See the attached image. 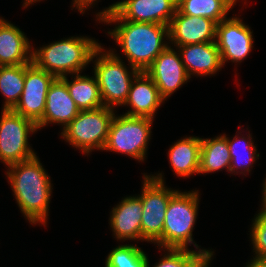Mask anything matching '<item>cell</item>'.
<instances>
[{
  "label": "cell",
  "instance_id": "1",
  "mask_svg": "<svg viewBox=\"0 0 266 267\" xmlns=\"http://www.w3.org/2000/svg\"><path fill=\"white\" fill-rule=\"evenodd\" d=\"M8 182L22 213L30 223L46 225L52 184L37 156L7 166Z\"/></svg>",
  "mask_w": 266,
  "mask_h": 267
},
{
  "label": "cell",
  "instance_id": "2",
  "mask_svg": "<svg viewBox=\"0 0 266 267\" xmlns=\"http://www.w3.org/2000/svg\"><path fill=\"white\" fill-rule=\"evenodd\" d=\"M101 21L109 24L118 23L114 30L108 31V34L122 48L130 67L140 72H145L155 58L169 46L163 41L165 38L169 39L167 25L128 20Z\"/></svg>",
  "mask_w": 266,
  "mask_h": 267
},
{
  "label": "cell",
  "instance_id": "3",
  "mask_svg": "<svg viewBox=\"0 0 266 267\" xmlns=\"http://www.w3.org/2000/svg\"><path fill=\"white\" fill-rule=\"evenodd\" d=\"M99 43L88 37H71L32 50V62L56 78L78 74L91 62Z\"/></svg>",
  "mask_w": 266,
  "mask_h": 267
},
{
  "label": "cell",
  "instance_id": "4",
  "mask_svg": "<svg viewBox=\"0 0 266 267\" xmlns=\"http://www.w3.org/2000/svg\"><path fill=\"white\" fill-rule=\"evenodd\" d=\"M198 203V190L177 191L170 198L161 235V248L188 249V244L193 243L197 251L212 259L214 252L206 249L198 250V245L193 242L192 231L197 218Z\"/></svg>",
  "mask_w": 266,
  "mask_h": 267
},
{
  "label": "cell",
  "instance_id": "5",
  "mask_svg": "<svg viewBox=\"0 0 266 267\" xmlns=\"http://www.w3.org/2000/svg\"><path fill=\"white\" fill-rule=\"evenodd\" d=\"M103 49L100 45L91 57V61L96 57L94 76L97 79L104 106L111 108L122 106L127 99L132 81L140 71L131 67L132 72H129L123 60L113 50L104 53Z\"/></svg>",
  "mask_w": 266,
  "mask_h": 267
},
{
  "label": "cell",
  "instance_id": "6",
  "mask_svg": "<svg viewBox=\"0 0 266 267\" xmlns=\"http://www.w3.org/2000/svg\"><path fill=\"white\" fill-rule=\"evenodd\" d=\"M115 113L111 107L83 110L65 127L61 136L83 154L94 149L103 150L109 133V127Z\"/></svg>",
  "mask_w": 266,
  "mask_h": 267
},
{
  "label": "cell",
  "instance_id": "7",
  "mask_svg": "<svg viewBox=\"0 0 266 267\" xmlns=\"http://www.w3.org/2000/svg\"><path fill=\"white\" fill-rule=\"evenodd\" d=\"M141 198L143 213L141 215V240L157 243L161 248V235L165 214L170 198L178 191L164 185L162 173L145 175Z\"/></svg>",
  "mask_w": 266,
  "mask_h": 267
},
{
  "label": "cell",
  "instance_id": "8",
  "mask_svg": "<svg viewBox=\"0 0 266 267\" xmlns=\"http://www.w3.org/2000/svg\"><path fill=\"white\" fill-rule=\"evenodd\" d=\"M152 118L120 115L112 118L103 150L126 154L144 161L151 135Z\"/></svg>",
  "mask_w": 266,
  "mask_h": 267
},
{
  "label": "cell",
  "instance_id": "9",
  "mask_svg": "<svg viewBox=\"0 0 266 267\" xmlns=\"http://www.w3.org/2000/svg\"><path fill=\"white\" fill-rule=\"evenodd\" d=\"M37 124L13 110H2L0 118V160L5 165L27 161L36 156L28 144L29 133L37 131Z\"/></svg>",
  "mask_w": 266,
  "mask_h": 267
},
{
  "label": "cell",
  "instance_id": "10",
  "mask_svg": "<svg viewBox=\"0 0 266 267\" xmlns=\"http://www.w3.org/2000/svg\"><path fill=\"white\" fill-rule=\"evenodd\" d=\"M177 0H123L96 14L97 20H128L169 26ZM99 18V19H98Z\"/></svg>",
  "mask_w": 266,
  "mask_h": 267
},
{
  "label": "cell",
  "instance_id": "11",
  "mask_svg": "<svg viewBox=\"0 0 266 267\" xmlns=\"http://www.w3.org/2000/svg\"><path fill=\"white\" fill-rule=\"evenodd\" d=\"M55 79L33 62L25 64L24 88L13 111L37 123L43 117L48 89Z\"/></svg>",
  "mask_w": 266,
  "mask_h": 267
},
{
  "label": "cell",
  "instance_id": "12",
  "mask_svg": "<svg viewBox=\"0 0 266 267\" xmlns=\"http://www.w3.org/2000/svg\"><path fill=\"white\" fill-rule=\"evenodd\" d=\"M215 43L223 65L228 60L241 62L253 48L252 31L240 18H226L216 26Z\"/></svg>",
  "mask_w": 266,
  "mask_h": 267
},
{
  "label": "cell",
  "instance_id": "13",
  "mask_svg": "<svg viewBox=\"0 0 266 267\" xmlns=\"http://www.w3.org/2000/svg\"><path fill=\"white\" fill-rule=\"evenodd\" d=\"M145 72L154 81L164 100L190 79L180 53L171 46L162 51Z\"/></svg>",
  "mask_w": 266,
  "mask_h": 267
},
{
  "label": "cell",
  "instance_id": "14",
  "mask_svg": "<svg viewBox=\"0 0 266 267\" xmlns=\"http://www.w3.org/2000/svg\"><path fill=\"white\" fill-rule=\"evenodd\" d=\"M216 26L214 20L182 14L177 9L168 26V40L174 46L215 42Z\"/></svg>",
  "mask_w": 266,
  "mask_h": 267
},
{
  "label": "cell",
  "instance_id": "15",
  "mask_svg": "<svg viewBox=\"0 0 266 267\" xmlns=\"http://www.w3.org/2000/svg\"><path fill=\"white\" fill-rule=\"evenodd\" d=\"M80 112L67 89V85L56 78L48 89L43 117L36 123L38 130L48 123L62 124L65 128Z\"/></svg>",
  "mask_w": 266,
  "mask_h": 267
},
{
  "label": "cell",
  "instance_id": "16",
  "mask_svg": "<svg viewBox=\"0 0 266 267\" xmlns=\"http://www.w3.org/2000/svg\"><path fill=\"white\" fill-rule=\"evenodd\" d=\"M164 101L151 77L146 72L141 71L132 81L127 99L123 104L132 108L125 115L154 119L155 111Z\"/></svg>",
  "mask_w": 266,
  "mask_h": 267
},
{
  "label": "cell",
  "instance_id": "17",
  "mask_svg": "<svg viewBox=\"0 0 266 267\" xmlns=\"http://www.w3.org/2000/svg\"><path fill=\"white\" fill-rule=\"evenodd\" d=\"M142 202L139 196L125 197L110 216V227L117 240H141Z\"/></svg>",
  "mask_w": 266,
  "mask_h": 267
},
{
  "label": "cell",
  "instance_id": "18",
  "mask_svg": "<svg viewBox=\"0 0 266 267\" xmlns=\"http://www.w3.org/2000/svg\"><path fill=\"white\" fill-rule=\"evenodd\" d=\"M178 47L181 60L191 78V75L207 76L222 68L221 54L215 42L189 44Z\"/></svg>",
  "mask_w": 266,
  "mask_h": 267
},
{
  "label": "cell",
  "instance_id": "19",
  "mask_svg": "<svg viewBox=\"0 0 266 267\" xmlns=\"http://www.w3.org/2000/svg\"><path fill=\"white\" fill-rule=\"evenodd\" d=\"M31 48L24 32L0 18V66L31 63Z\"/></svg>",
  "mask_w": 266,
  "mask_h": 267
},
{
  "label": "cell",
  "instance_id": "20",
  "mask_svg": "<svg viewBox=\"0 0 266 267\" xmlns=\"http://www.w3.org/2000/svg\"><path fill=\"white\" fill-rule=\"evenodd\" d=\"M201 138L185 137L175 142L169 149V162L175 174L189 177L199 173Z\"/></svg>",
  "mask_w": 266,
  "mask_h": 267
},
{
  "label": "cell",
  "instance_id": "21",
  "mask_svg": "<svg viewBox=\"0 0 266 267\" xmlns=\"http://www.w3.org/2000/svg\"><path fill=\"white\" fill-rule=\"evenodd\" d=\"M71 82L66 76L60 79L67 85L70 96L80 111L93 110L104 106L96 77L76 74Z\"/></svg>",
  "mask_w": 266,
  "mask_h": 267
},
{
  "label": "cell",
  "instance_id": "22",
  "mask_svg": "<svg viewBox=\"0 0 266 267\" xmlns=\"http://www.w3.org/2000/svg\"><path fill=\"white\" fill-rule=\"evenodd\" d=\"M230 163L231 156L226 135L223 134L213 139L201 138L199 174L224 168L230 172Z\"/></svg>",
  "mask_w": 266,
  "mask_h": 267
},
{
  "label": "cell",
  "instance_id": "23",
  "mask_svg": "<svg viewBox=\"0 0 266 267\" xmlns=\"http://www.w3.org/2000/svg\"><path fill=\"white\" fill-rule=\"evenodd\" d=\"M25 82V64L0 66V92L5 96L2 110H13L18 104Z\"/></svg>",
  "mask_w": 266,
  "mask_h": 267
},
{
  "label": "cell",
  "instance_id": "24",
  "mask_svg": "<svg viewBox=\"0 0 266 267\" xmlns=\"http://www.w3.org/2000/svg\"><path fill=\"white\" fill-rule=\"evenodd\" d=\"M234 5L231 0H177V9L182 14L206 17L217 24L227 18Z\"/></svg>",
  "mask_w": 266,
  "mask_h": 267
},
{
  "label": "cell",
  "instance_id": "25",
  "mask_svg": "<svg viewBox=\"0 0 266 267\" xmlns=\"http://www.w3.org/2000/svg\"><path fill=\"white\" fill-rule=\"evenodd\" d=\"M248 134L246 137H234L230 140L227 137L228 148L231 156L230 172L235 173L239 168H244V172H250L253 162L259 157L256 146L252 141V136ZM239 138V139H238Z\"/></svg>",
  "mask_w": 266,
  "mask_h": 267
},
{
  "label": "cell",
  "instance_id": "26",
  "mask_svg": "<svg viewBox=\"0 0 266 267\" xmlns=\"http://www.w3.org/2000/svg\"><path fill=\"white\" fill-rule=\"evenodd\" d=\"M148 257L140 247L119 245L107 256L105 267H146Z\"/></svg>",
  "mask_w": 266,
  "mask_h": 267
},
{
  "label": "cell",
  "instance_id": "27",
  "mask_svg": "<svg viewBox=\"0 0 266 267\" xmlns=\"http://www.w3.org/2000/svg\"><path fill=\"white\" fill-rule=\"evenodd\" d=\"M165 250L168 251L167 255L165 254L154 267H200L208 260L200 251L175 248ZM146 267H150L149 261H147Z\"/></svg>",
  "mask_w": 266,
  "mask_h": 267
},
{
  "label": "cell",
  "instance_id": "28",
  "mask_svg": "<svg viewBox=\"0 0 266 267\" xmlns=\"http://www.w3.org/2000/svg\"><path fill=\"white\" fill-rule=\"evenodd\" d=\"M256 258L266 259V209L255 216L250 232Z\"/></svg>",
  "mask_w": 266,
  "mask_h": 267
},
{
  "label": "cell",
  "instance_id": "29",
  "mask_svg": "<svg viewBox=\"0 0 266 267\" xmlns=\"http://www.w3.org/2000/svg\"><path fill=\"white\" fill-rule=\"evenodd\" d=\"M97 0H74L73 7L77 8L80 13H84Z\"/></svg>",
  "mask_w": 266,
  "mask_h": 267
},
{
  "label": "cell",
  "instance_id": "30",
  "mask_svg": "<svg viewBox=\"0 0 266 267\" xmlns=\"http://www.w3.org/2000/svg\"><path fill=\"white\" fill-rule=\"evenodd\" d=\"M245 267H266V259L253 257V260H250V263Z\"/></svg>",
  "mask_w": 266,
  "mask_h": 267
},
{
  "label": "cell",
  "instance_id": "31",
  "mask_svg": "<svg viewBox=\"0 0 266 267\" xmlns=\"http://www.w3.org/2000/svg\"><path fill=\"white\" fill-rule=\"evenodd\" d=\"M262 208L266 209V179L263 184Z\"/></svg>",
  "mask_w": 266,
  "mask_h": 267
},
{
  "label": "cell",
  "instance_id": "32",
  "mask_svg": "<svg viewBox=\"0 0 266 267\" xmlns=\"http://www.w3.org/2000/svg\"><path fill=\"white\" fill-rule=\"evenodd\" d=\"M37 1H40V0H25L23 6H24V8H25V7L27 8V6H28L29 4H32L33 2H37Z\"/></svg>",
  "mask_w": 266,
  "mask_h": 267
},
{
  "label": "cell",
  "instance_id": "33",
  "mask_svg": "<svg viewBox=\"0 0 266 267\" xmlns=\"http://www.w3.org/2000/svg\"><path fill=\"white\" fill-rule=\"evenodd\" d=\"M211 258H209L208 260H206L200 267H208L210 264Z\"/></svg>",
  "mask_w": 266,
  "mask_h": 267
},
{
  "label": "cell",
  "instance_id": "34",
  "mask_svg": "<svg viewBox=\"0 0 266 267\" xmlns=\"http://www.w3.org/2000/svg\"><path fill=\"white\" fill-rule=\"evenodd\" d=\"M231 1L236 5V1H237V0H231Z\"/></svg>",
  "mask_w": 266,
  "mask_h": 267
}]
</instances>
